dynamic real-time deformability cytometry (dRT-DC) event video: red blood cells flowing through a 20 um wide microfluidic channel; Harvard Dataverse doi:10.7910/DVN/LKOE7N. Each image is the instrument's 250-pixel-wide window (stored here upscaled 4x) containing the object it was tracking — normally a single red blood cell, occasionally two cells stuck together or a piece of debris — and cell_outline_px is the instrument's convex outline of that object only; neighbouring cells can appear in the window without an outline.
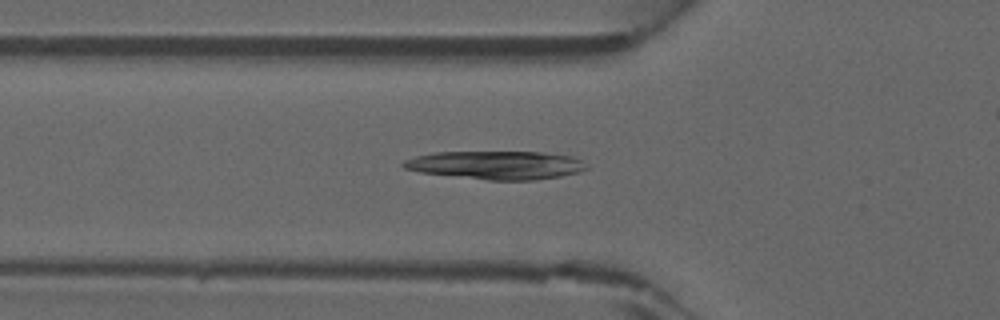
{"species": "common noctule bat (a hibernating species)", "species_latin": "Nyctalus noctula", "temperature_condition": "warm", "stored_images_in_passage": 40, "camera_frame_rate_fps": 3000, "um_per_image_px": 0.085, "animal": {"sex": "male", "forearm_length_mm": 52.5}, "frame": {"image": 1, "passage_image": 16, "time_ms": 5.0, "image_size_px": [1000, 320], "cell_outline_px": [[588, 168], [580, 172], [560, 176], [536, 180], [488, 180], [420, 172], [404, 168], [400, 164], [404, 160], [416, 156], [432, 152], [540, 152], [572, 156], [580, 160]], "centroid_in_image_um": [42.16, 14.03], "position_along_channel_um": 83.6, "area_um2": 30.17}}
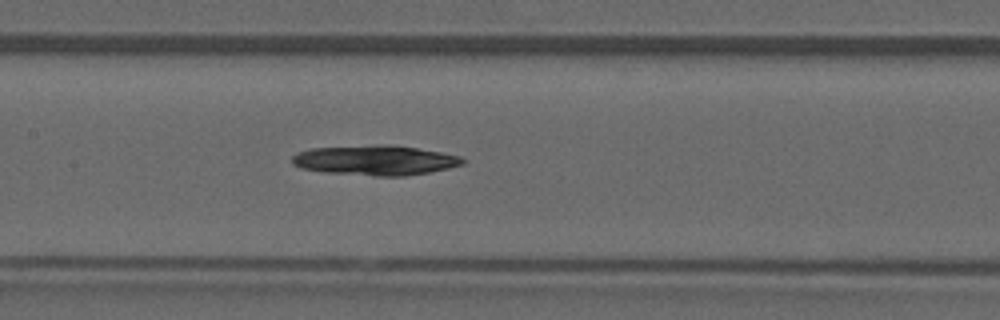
{"frame": {"image": 2, "passage_image": 22, "time_ms": 7.0, "image_size_px": [1000, 320], "cell_outline_px": [[464, 164], [448, 168], [428, 172], [404, 176], [376, 176], [324, 172], [300, 168], [292, 164], [292, 156], [296, 152], [312, 148], [380, 144], [388, 144], [416, 148], [440, 152], [460, 156], [464, 160]], "centroid_in_image_um": [31.85, 13.62], "position_along_channel_um": 175.6, "area_um2": 29.77}}
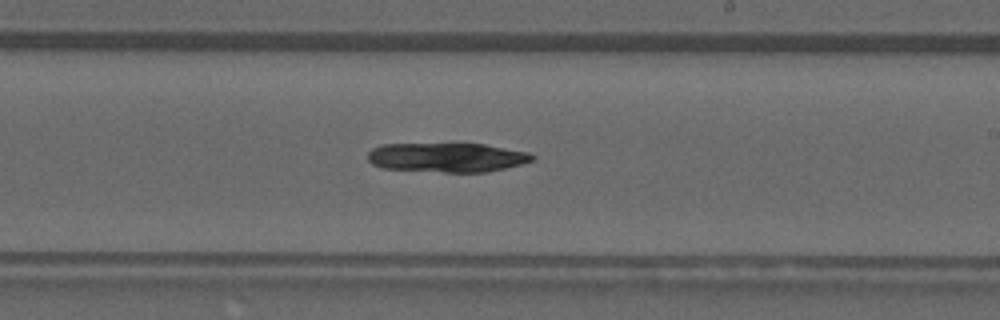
{"frame": {"image": 3, "passage_image": 27, "time_ms": 8.667, "image_size_px": [1000, 320], "cell_outline_px": [[536, 160], [488, 172], [444, 172], [380, 168], [372, 164], [368, 160], [368, 152], [372, 148], [380, 144], [456, 140], [484, 144], [528, 152], [536, 156]], "centroid_in_image_um": [37.95, 13.32], "position_along_channel_um": 251.0, "area_um2": 29.71}}